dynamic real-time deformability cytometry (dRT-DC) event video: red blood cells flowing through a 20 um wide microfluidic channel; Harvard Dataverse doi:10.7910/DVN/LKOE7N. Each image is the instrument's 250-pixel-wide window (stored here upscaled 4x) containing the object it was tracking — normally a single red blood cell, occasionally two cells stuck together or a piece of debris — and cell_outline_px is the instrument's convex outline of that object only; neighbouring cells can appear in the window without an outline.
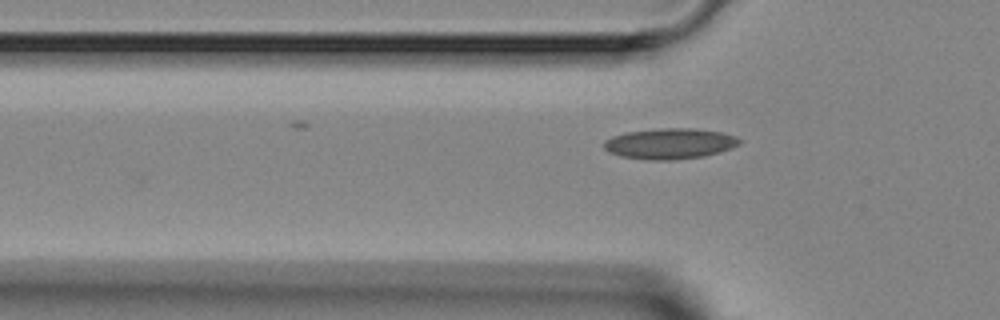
{"species": "Egyptian fruit bat (a non-hibernating species)", "species_latin": "Rousettus aegyptiacus", "temperature_condition": "room temperature", "stored_images_in_passage": 3, "camera_frame_rate_fps": 3000, "um_per_image_px": 0.085, "animal": {"sex": "female"}, "frame": {"image": 1, "passage_image": 2, "time_ms": 1.333, "image_size_px": [1000, 320], "cell_outline_px": [[740, 144], [732, 148], [720, 152], [704, 156], [676, 160], [648, 160], [620, 156], [608, 152], [604, 148], [604, 140], [612, 136], [628, 132], [660, 128], [692, 128], [720, 132], [736, 136], [740, 140]], "centroid_in_image_um": [56.93, 12.21], "position_along_channel_um": 68.9, "area_um2": 24.33}}
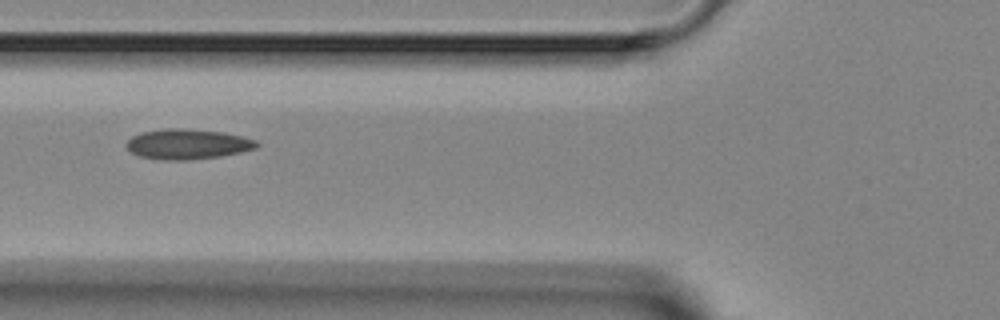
{"frame": {"image": 2, "passage_image": 3, "time_ms": 2.333, "image_size_px": [1000, 320], "cell_outline_px": [[260, 144], [256, 148], [240, 152], [220, 156], [188, 160], [160, 160], [140, 156], [132, 152], [124, 144], [132, 136], [140, 132], [168, 128], [184, 128], [224, 132], [244, 136], [256, 140]], "centroid_in_image_um": [15.95, 12.24], "position_along_channel_um": 109.9, "area_um2": 23.06}}